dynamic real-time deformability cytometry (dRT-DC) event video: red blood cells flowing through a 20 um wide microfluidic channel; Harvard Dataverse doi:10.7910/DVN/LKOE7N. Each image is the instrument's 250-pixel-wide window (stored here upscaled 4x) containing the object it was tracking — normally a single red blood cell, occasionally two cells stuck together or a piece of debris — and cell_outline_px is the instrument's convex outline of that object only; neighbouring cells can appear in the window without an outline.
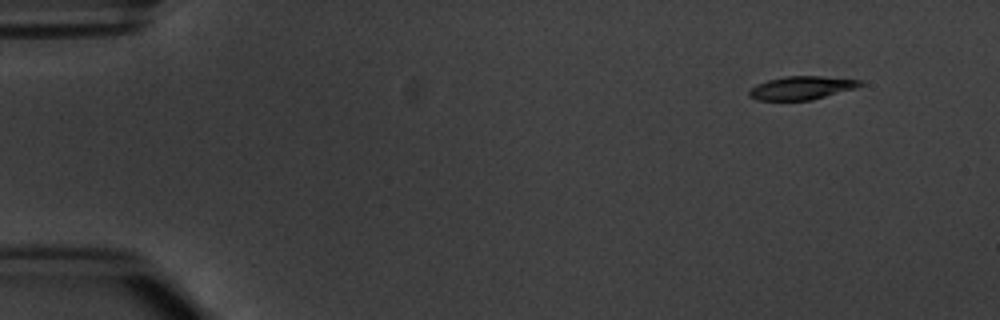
{"species": "common noctule bat (a hibernating species)", "species_latin": "Nyctalus noctula", "temperature_condition": "warm", "stored_images_in_passage": 4, "segment_of_instrument_passage": [2, 2], "camera_frame_rate_fps": 3000, "um_per_image_px": 0.085, "animal": {"sex": "male", "body_mass_g": 20.1, "forearm_length_mm": 53.5}, "frame": {"image": 1, "passage_image": 4, "time_ms": 3.667, "image_size_px": [1000, 320], "cell_outline_px": [[864, 84], [856, 88], [812, 100], [756, 100], [748, 96], [748, 92], [756, 84], [768, 80], [784, 76], [820, 76], [860, 80]], "centroid_in_image_um": [68.12, 7.47], "position_along_channel_um": 16.9, "area_um2": 15.09}}